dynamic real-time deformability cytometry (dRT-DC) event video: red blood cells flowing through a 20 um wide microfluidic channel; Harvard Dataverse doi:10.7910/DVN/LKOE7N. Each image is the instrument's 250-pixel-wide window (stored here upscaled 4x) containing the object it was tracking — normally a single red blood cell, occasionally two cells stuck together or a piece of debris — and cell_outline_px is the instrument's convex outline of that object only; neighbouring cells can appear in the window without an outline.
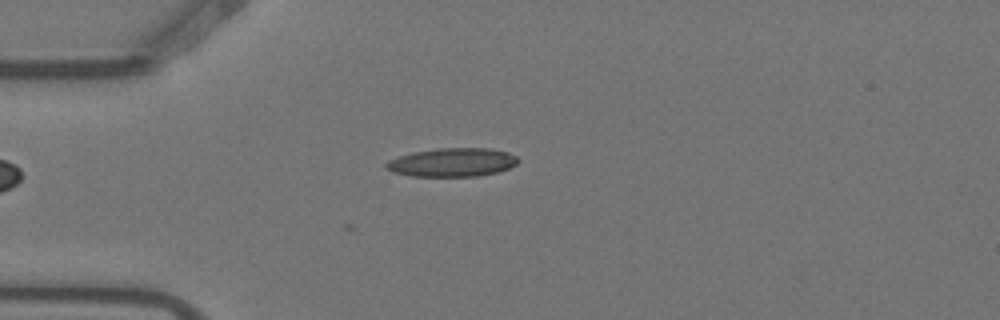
{"species": "Egyptian fruit bat (a non-hibernating species)", "species_latin": "Rousettus aegyptiacus", "temperature_condition": "warm", "stored_images_in_passage": 2, "camera_frame_rate_fps": 3000, "um_per_image_px": 0.085, "animal": {"sex": "female"}, "frame": {"image": 1, "passage_image": 2, "time_ms": 0.333, "image_size_px": [1000, 320], "cell_outline_px": [[520, 160], [516, 164], [508, 168], [496, 172], [480, 176], [412, 176], [392, 172], [384, 168], [384, 164], [388, 160], [412, 152], [436, 148], [488, 148], [508, 152], [516, 156]], "centroid_in_image_um": [38.42, 13.8], "position_along_channel_um": 46.6, "area_um2": 22.08}}